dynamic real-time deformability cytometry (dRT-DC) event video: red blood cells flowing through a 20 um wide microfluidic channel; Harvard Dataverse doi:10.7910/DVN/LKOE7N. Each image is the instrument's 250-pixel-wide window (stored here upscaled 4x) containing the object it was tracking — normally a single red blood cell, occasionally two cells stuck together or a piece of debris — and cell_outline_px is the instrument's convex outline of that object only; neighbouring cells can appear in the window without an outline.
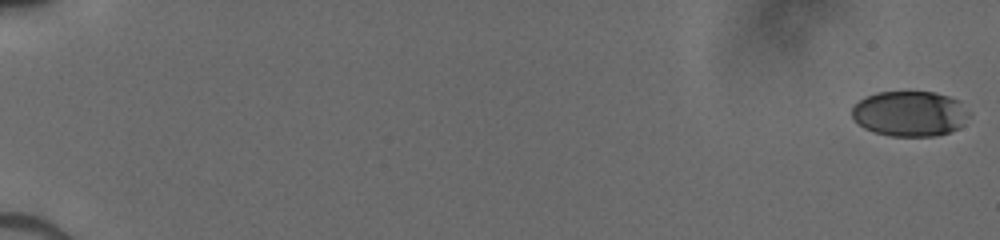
{"species": "human", "species_latin": "Homo sapiens", "temperature_condition": "cold", "stored_images_in_passage": 52, "camera_frame_rate_fps": 3000, "um_per_image_px": 0.085, "donor": {"sex": "male"}, "frame": {"image": 1, "passage_image": 1, "time_ms": 0.0, "image_size_px": [1000, 240], "cell_outline_px": [[972, 112], [964, 124], [948, 132], [936, 136], [892, 136], [876, 132], [864, 128], [852, 116], [852, 108], [864, 96], [876, 92], [936, 92], [960, 100]], "centroid_in_image_um": [77.39, 9.64], "position_along_channel_um": 7.6, "area_um2": 31.1}}
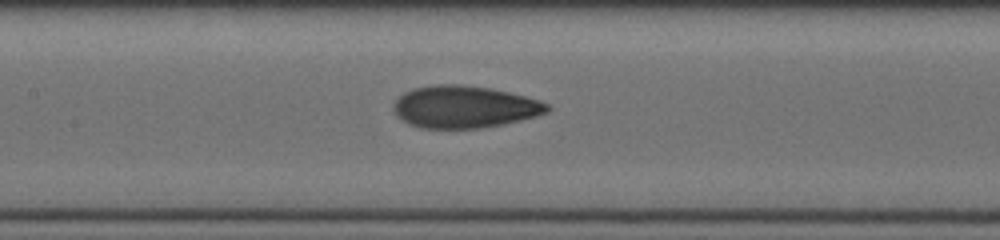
{"frame": {"image": 2, "passage_image": 28, "time_ms": 9.0, "image_size_px": [1000, 240], "cell_outline_px": [[552, 108], [548, 112], [536, 116], [504, 124], [480, 128], [420, 128], [408, 124], [400, 120], [396, 116], [392, 108], [392, 104], [404, 92], [412, 88], [436, 84], [460, 84], [492, 88], [540, 100], [548, 104]], "centroid_in_image_um": [39.44, 9.08], "position_along_channel_um": 168.0, "area_um2": 38.15}}
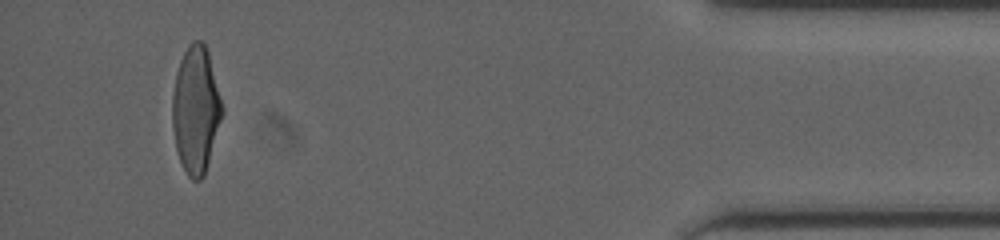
{"frame": {"image": 3, "passage_image": 50, "time_ms": 16.333, "image_size_px": [1000, 240], "cell_outline_px": [[224, 112], [204, 176], [200, 180], [192, 180], [188, 176], [180, 160], [176, 148], [172, 128], [172, 92], [176, 72], [180, 60], [188, 44], [192, 40], [200, 40], [204, 44], [208, 52], [224, 108]], "centroid_in_image_um": [16.64, 9.32], "position_along_channel_um": 418.6, "area_um2": 36.99}}